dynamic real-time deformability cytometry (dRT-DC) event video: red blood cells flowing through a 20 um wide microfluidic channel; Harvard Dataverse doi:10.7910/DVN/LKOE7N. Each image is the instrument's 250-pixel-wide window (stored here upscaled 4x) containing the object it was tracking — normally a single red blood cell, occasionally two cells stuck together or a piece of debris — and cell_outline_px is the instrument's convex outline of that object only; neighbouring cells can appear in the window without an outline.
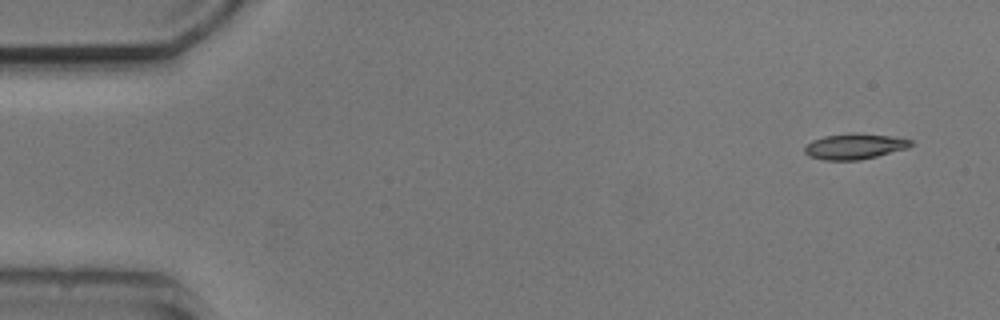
{"species": "common noctule bat (a hibernating species)", "species_latin": "Nyctalus noctula", "temperature_condition": "cold", "stored_images_in_passage": 4, "camera_frame_rate_fps": 3000, "um_per_image_px": 0.085, "animal": {"sex": "male", "body_mass_g": 20.5, "forearm_length_mm": 52.5}, "frame": {"image": 1, "passage_image": 1, "time_ms": 0.0, "image_size_px": [1000, 320], "cell_outline_px": [[912, 144], [908, 148], [860, 160], [824, 160], [808, 156], [804, 152], [804, 148], [812, 140], [824, 136], [888, 136], [912, 140]], "centroid_in_image_um": [72.6, 12.5], "position_along_channel_um": 12.4, "area_um2": 14.85}}
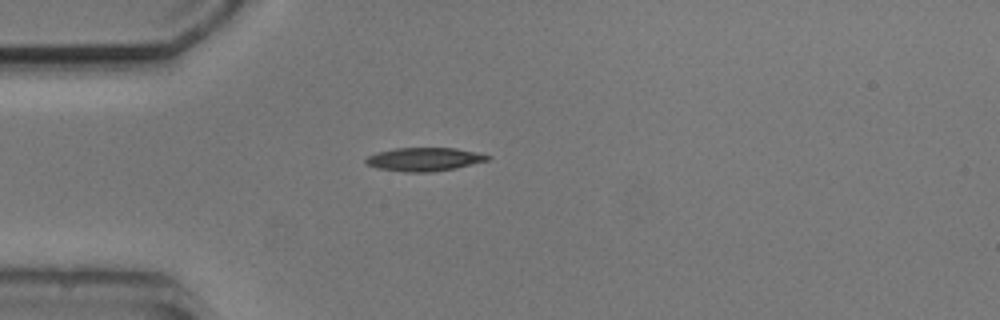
{"frame": {"image": 2, "passage_image": 4, "time_ms": 3.667, "image_size_px": [1000, 320], "cell_outline_px": [[492, 156], [488, 160], [456, 168], [432, 172], [404, 172], [376, 168], [368, 164], [364, 160], [368, 156], [376, 152], [396, 148], [456, 148], [476, 152]], "centroid_in_image_um": [36.05, 13.54], "position_along_channel_um": 48.9, "area_um2": 16.65}}